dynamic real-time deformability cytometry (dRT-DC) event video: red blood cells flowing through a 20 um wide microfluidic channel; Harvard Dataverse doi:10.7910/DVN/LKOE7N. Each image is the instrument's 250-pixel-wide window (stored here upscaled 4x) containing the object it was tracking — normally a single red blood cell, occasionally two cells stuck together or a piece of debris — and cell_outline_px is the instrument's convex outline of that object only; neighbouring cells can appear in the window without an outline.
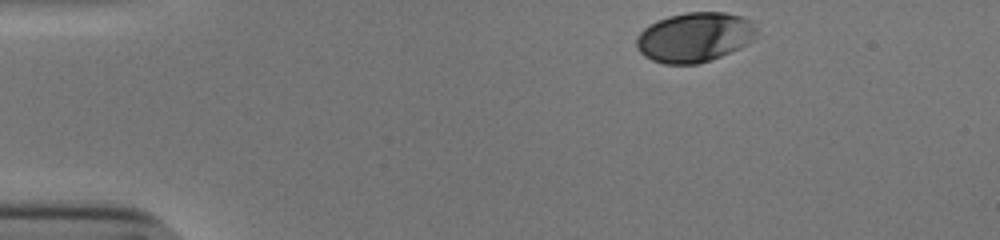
{"species": "human", "species_latin": "Homo sapiens", "temperature_condition": "cold", "stored_images_in_passage": 36, "camera_frame_rate_fps": 3000, "um_per_image_px": 0.085, "donor": {"sex": "male"}, "frame": {"image": 1, "passage_image": 1, "time_ms": 0.0, "image_size_px": [1000, 240], "cell_outline_px": [[756, 32], [752, 40], [748, 44], [740, 48], [700, 64], [664, 64], [652, 60], [644, 56], [636, 48], [636, 36], [644, 28], [656, 20], [668, 16], [688, 12], [724, 12], [740, 16], [752, 20], [756, 28]], "centroid_in_image_um": [59.02, 3.16], "position_along_channel_um": 26.0, "area_um2": 34.97}}
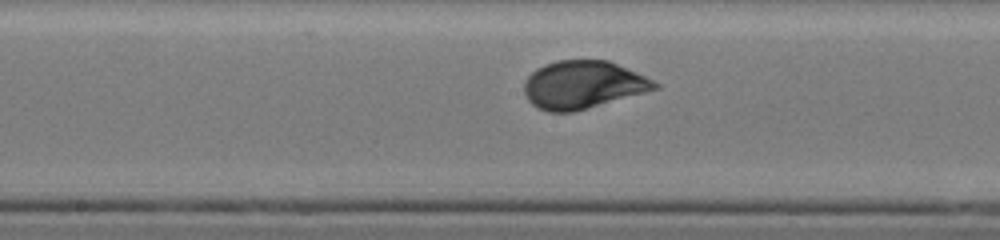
{"frame": {"image": 2, "passage_image": 21, "time_ms": 6.667, "image_size_px": [1000, 240], "cell_outline_px": [[660, 88], [576, 112], [548, 112], [536, 108], [528, 100], [524, 92], [524, 84], [528, 76], [536, 68], [544, 64], [556, 60], [608, 60], [636, 72], [660, 84]], "centroid_in_image_um": [49.53, 7.22], "position_along_channel_um": 198.7, "area_um2": 36.59}}
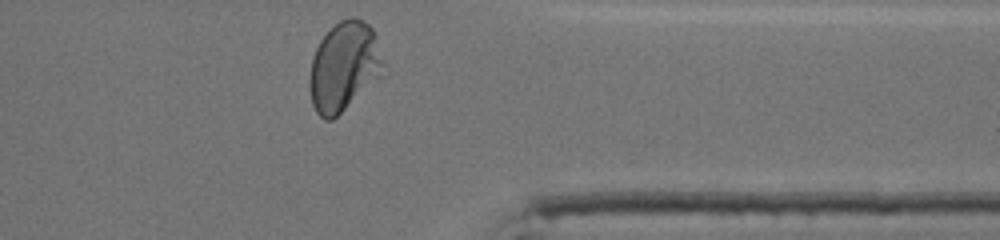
{"frame": {"image": 3, "passage_image": 36, "time_ms": 11.667, "image_size_px": [1000, 240], "cell_outline_px": [[384, 76], [332, 120], [324, 120], [316, 112], [312, 104], [308, 84], [308, 80], [312, 56], [320, 40], [340, 20], [348, 16], [352, 16], [368, 24], [376, 32], [384, 64]], "centroid_in_image_um": [29.26, 5.68], "position_along_channel_um": 382.1, "area_um2": 39.02}, "authors_computed_cell_mechanics": {"area_um2": 36.0383, "velocity_mm_per_s": 3.8224, "shape_relaxation_time_tau1_ms": 2.9025, "shape_relaxation_time_tau2_ms": null, "deformation_change_tau1": 0.1368, "deformation_change_tau2": null}}